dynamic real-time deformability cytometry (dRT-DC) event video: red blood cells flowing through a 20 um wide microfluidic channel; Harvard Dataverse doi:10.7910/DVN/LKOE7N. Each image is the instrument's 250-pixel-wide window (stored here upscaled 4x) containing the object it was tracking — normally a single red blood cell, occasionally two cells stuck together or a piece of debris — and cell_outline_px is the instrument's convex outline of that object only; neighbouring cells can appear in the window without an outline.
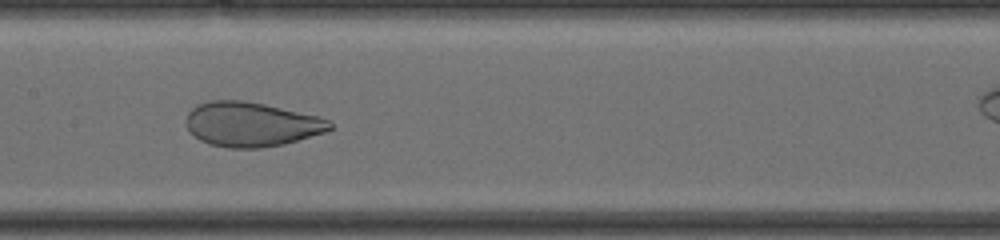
{"species": "human", "species_latin": "Homo sapiens", "temperature_condition": "cold", "stored_images_in_passage": 33, "camera_frame_rate_fps": 3000, "um_per_image_px": 0.085, "donor": {"sex": "male"}, "frame": {"image": 1, "passage_image": 19, "time_ms": 8.667, "image_size_px": [1000, 240], "cell_outline_px": [[332, 128], [324, 132], [284, 144], [260, 148], [228, 148], [208, 144], [200, 140], [188, 128], [188, 112], [196, 104], [212, 100], [240, 100], [264, 104], [320, 116], [332, 120]], "centroid_in_image_um": [21.39, 10.56], "position_along_channel_um": 186.0, "area_um2": 37.17}}